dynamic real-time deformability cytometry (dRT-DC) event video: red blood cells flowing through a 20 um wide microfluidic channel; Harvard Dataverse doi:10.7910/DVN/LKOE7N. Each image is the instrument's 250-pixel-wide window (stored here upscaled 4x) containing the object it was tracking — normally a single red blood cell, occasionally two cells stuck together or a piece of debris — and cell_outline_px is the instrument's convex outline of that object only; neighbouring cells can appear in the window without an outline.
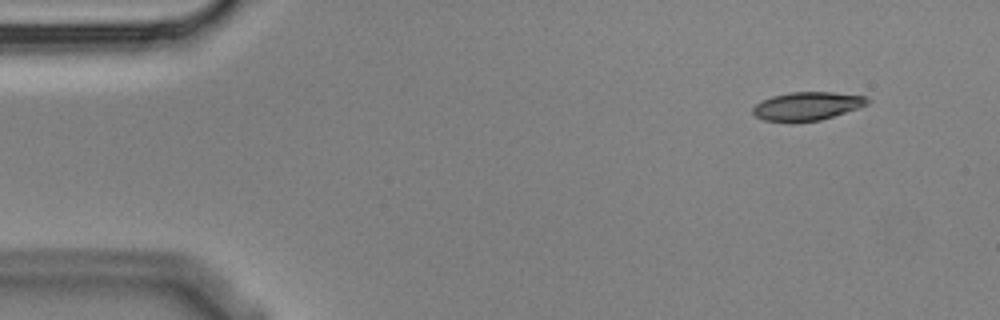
{"species": "Egyptian fruit bat (a non-hibernating species)", "species_latin": "Rousettus aegyptiacus", "temperature_condition": "cold", "stored_images_in_passage": 4, "camera_frame_rate_fps": 3000, "um_per_image_px": 0.085, "animal": {"sex": "male"}, "frame": {"image": 1, "passage_image": 1, "time_ms": 0.0, "image_size_px": [1000, 320], "cell_outline_px": [[872, 100], [868, 104], [820, 120], [792, 124], [764, 120], [756, 116], [752, 112], [752, 108], [756, 104], [772, 96], [788, 92], [832, 92], [864, 96]], "centroid_in_image_um": [68.56, 9.04], "position_along_channel_um": 16.4, "area_um2": 19.13}}
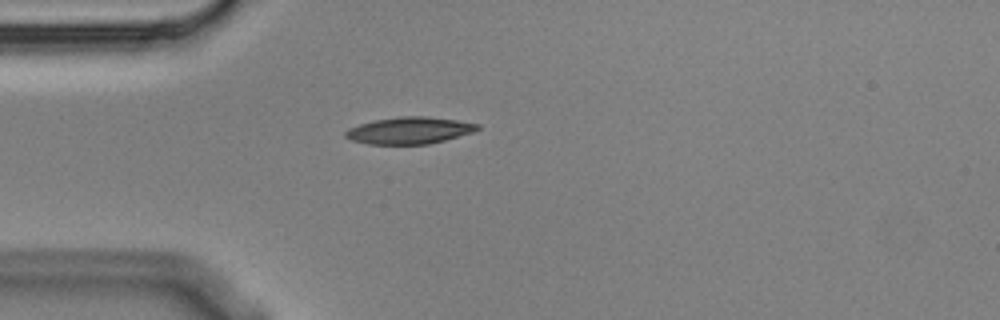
{"frame": {"image": 2, "passage_image": 4, "time_ms": 1.0, "image_size_px": [1000, 320], "cell_outline_px": [[480, 128], [472, 132], [444, 140], [428, 144], [368, 144], [352, 140], [344, 136], [344, 132], [348, 128], [360, 124], [376, 120], [400, 116], [424, 116], [456, 120], [480, 124]], "centroid_in_image_um": [34.78, 11.09], "position_along_channel_um": 50.2, "area_um2": 20.46}}